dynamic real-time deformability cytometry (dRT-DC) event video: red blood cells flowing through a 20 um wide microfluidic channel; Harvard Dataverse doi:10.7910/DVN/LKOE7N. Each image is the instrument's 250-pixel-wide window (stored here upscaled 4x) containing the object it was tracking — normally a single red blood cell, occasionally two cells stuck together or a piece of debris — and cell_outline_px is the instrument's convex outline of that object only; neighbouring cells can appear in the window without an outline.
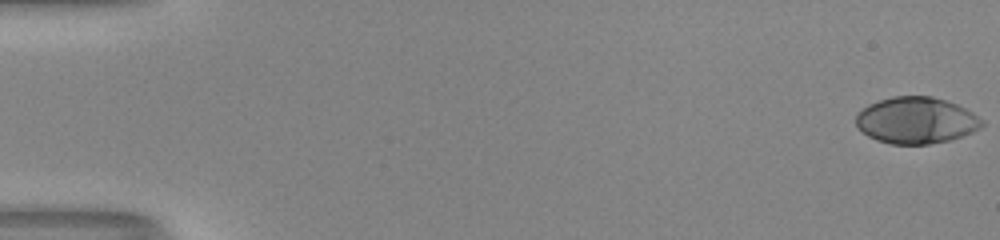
{"species": "human", "species_latin": "Homo sapiens", "temperature_condition": "room temperature", "stored_images_in_passage": 54, "camera_frame_rate_fps": 3000, "um_per_image_px": 0.085, "donor": {"sex": "male"}, "frame": {"image": 1, "passage_image": 1, "time_ms": 0.0, "image_size_px": [1000, 240], "cell_outline_px": [[984, 124], [980, 128], [972, 132], [948, 140], [928, 144], [892, 144], [876, 140], [868, 136], [856, 124], [856, 116], [868, 104], [892, 96], [932, 96], [956, 104], [972, 112], [984, 120]], "centroid_in_image_um": [77.88, 10.23], "position_along_channel_um": 7.1, "area_um2": 33.87}}
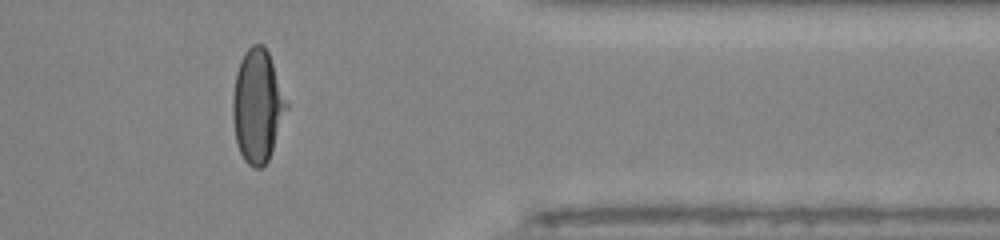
{"frame": {"image": 2, "passage_image": 45, "time_ms": 14.667, "image_size_px": [1000, 240], "cell_outline_px": [[288, 108], [268, 160], [260, 168], [252, 168], [244, 160], [240, 152], [236, 140], [232, 120], [232, 96], [236, 72], [240, 60], [244, 52], [252, 44], [264, 44], [268, 52], [288, 104]], "centroid_in_image_um": [21.86, 9.0], "position_along_channel_um": 389.5, "area_um2": 35.32}}
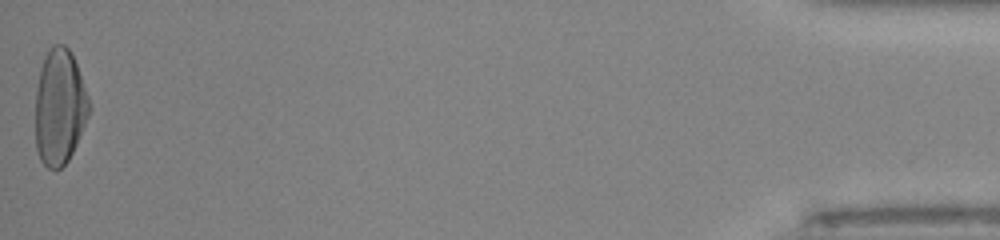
{"frame": {"image": 3, "passage_image": 54, "time_ms": 17.667, "image_size_px": [1000, 240], "cell_outline_px": [[88, 116], [76, 144], [68, 160], [56, 172], [48, 168], [40, 160], [36, 148], [36, 88], [40, 68], [44, 56], [48, 48], [52, 44], [64, 44], [68, 48], [76, 64], [88, 96]], "centroid_in_image_um": [5.03, 9.1], "position_along_channel_um": 430.2, "area_um2": 36.01}, "authors_computed_cell_mechanics": {"area_um2": 34.6222, "velocity_mm_per_s": 4.0133, "shape_relaxation_time_tau1_ms": 5.1246, "shape_relaxation_time_tau2_ms": null, "deformation_change_tau1": 0.2383, "deformation_change_tau2": null}}